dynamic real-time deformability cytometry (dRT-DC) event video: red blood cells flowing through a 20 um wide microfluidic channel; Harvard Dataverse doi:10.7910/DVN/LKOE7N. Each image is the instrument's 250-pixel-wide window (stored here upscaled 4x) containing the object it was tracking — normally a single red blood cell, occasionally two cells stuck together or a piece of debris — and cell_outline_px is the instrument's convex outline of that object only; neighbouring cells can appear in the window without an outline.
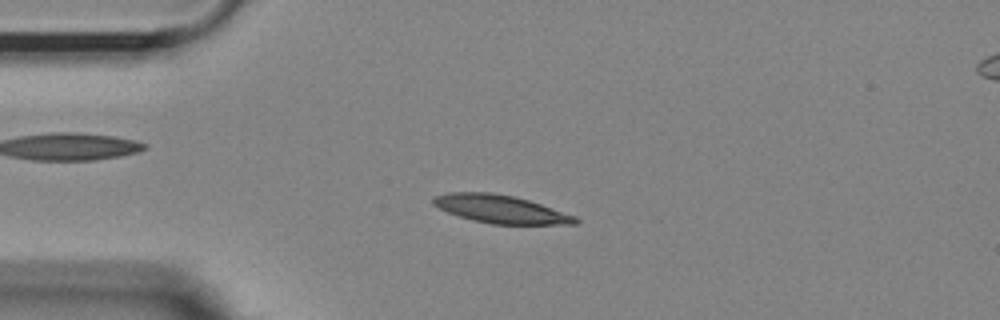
{"species": "Egyptian fruit bat (a non-hibernating species)", "species_latin": "Rousettus aegyptiacus", "temperature_condition": "room temperature", "stored_images_in_passage": 13, "camera_frame_rate_fps": 3000, "um_per_image_px": 0.085, "animal": {"sex": "female"}, "frame": {"image": 1, "passage_image": 3, "time_ms": 0.667, "image_size_px": [1000, 320], "cell_outline_px": [[580, 220], [576, 224], [492, 224], [472, 220], [448, 212], [432, 204], [432, 196], [448, 192], [492, 192], [512, 196], [528, 200], [576, 216]], "centroid_in_image_um": [42.52, 17.77], "position_along_channel_um": 42.5, "area_um2": 23.12}}
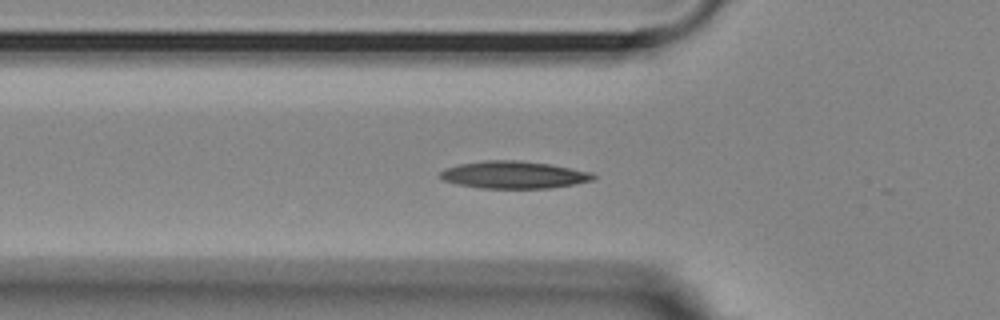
{"frame": {"image": 2, "passage_image": 8, "time_ms": 2.333, "image_size_px": [1000, 320], "cell_outline_px": [[596, 176], [592, 180], [576, 184], [548, 188], [480, 188], [456, 184], [444, 180], [440, 176], [440, 172], [444, 168], [460, 164], [484, 160], [520, 160], [548, 164], [592, 172]], "centroid_in_image_um": [43.66, 14.86], "position_along_channel_um": 82.1, "area_um2": 24.33}}
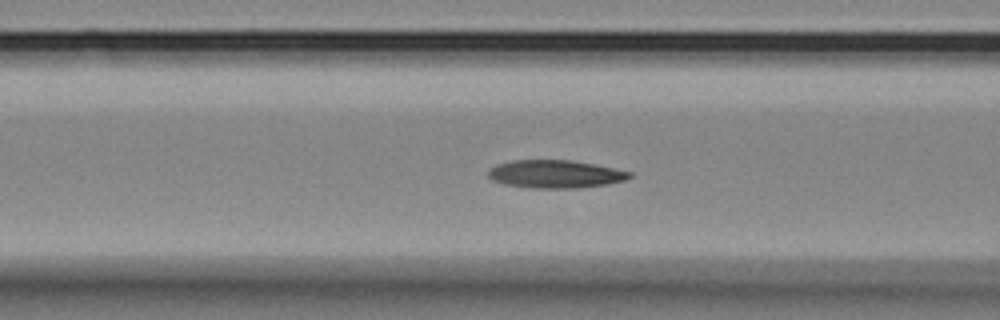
{"frame": {"image": 3, "passage_image": 11, "time_ms": 3.333, "image_size_px": [1000, 320], "cell_outline_px": [[632, 176], [624, 180], [604, 184], [576, 188], [528, 188], [504, 184], [492, 180], [488, 176], [488, 168], [496, 164], [512, 160], [572, 160], [632, 172]], "centroid_in_image_um": [47.12, 14.79], "position_along_channel_um": 119.5, "area_um2": 22.95}}